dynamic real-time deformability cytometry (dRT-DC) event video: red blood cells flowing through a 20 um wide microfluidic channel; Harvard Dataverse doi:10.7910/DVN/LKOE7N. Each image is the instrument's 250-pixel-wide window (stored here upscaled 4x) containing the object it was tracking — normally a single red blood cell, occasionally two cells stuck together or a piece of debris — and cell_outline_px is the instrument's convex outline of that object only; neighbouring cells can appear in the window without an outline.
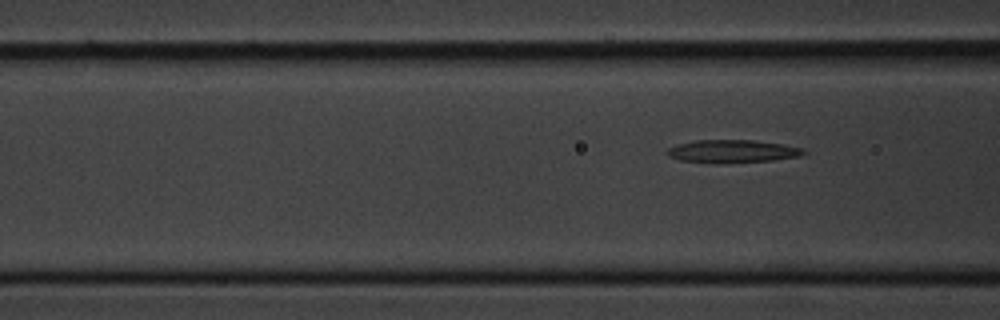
{"species": "common noctule bat (a hibernating species)", "species_latin": "Nyctalus noctula", "temperature_condition": "cold", "stored_images_in_passage": 6, "camera_frame_rate_fps": 3000, "um_per_image_px": 0.085, "animal": {"sex": "male", "body_mass_g": 20.1, "forearm_length_mm": 53.5}, "frame": {"image": 1, "passage_image": 6, "time_ms": 7.333, "image_size_px": [1000, 320], "cell_outline_px": [[808, 152], [800, 156], [772, 160], [724, 164], [680, 160], [668, 156], [664, 152], [668, 148], [680, 144], [696, 140], [752, 140], [784, 144], [804, 148]], "centroid_in_image_um": [62.28, 12.87], "position_along_channel_um": 104.3, "area_um2": 18.38}}